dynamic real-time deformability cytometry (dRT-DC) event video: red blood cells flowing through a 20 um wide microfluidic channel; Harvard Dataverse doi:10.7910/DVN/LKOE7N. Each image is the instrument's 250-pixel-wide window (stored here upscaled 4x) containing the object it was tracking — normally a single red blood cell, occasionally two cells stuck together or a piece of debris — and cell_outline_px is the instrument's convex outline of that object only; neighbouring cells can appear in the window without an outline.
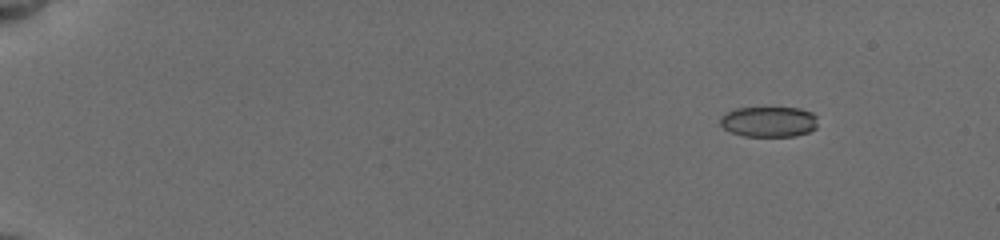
{"species": "common noctule bat (a hibernating species)", "species_latin": "Nyctalus noctula", "temperature_condition": "cold", "stored_images_in_passage": 44, "camera_frame_rate_fps": 3000, "um_per_image_px": 0.085, "animal": {"sex": "female", "body_mass_g": 19.5, "forearm_length_mm": 54.1}, "frame": {"image": 1, "passage_image": 7, "time_ms": 2.333, "image_size_px": [1000, 240], "cell_outline_px": [[816, 128], [808, 132], [796, 136], [744, 136], [732, 132], [724, 128], [720, 124], [720, 116], [724, 112], [736, 108], [800, 108], [812, 112], [816, 116]], "centroid_in_image_um": [65.33, 10.34], "position_along_channel_um": 19.7, "area_um2": 17.4}}
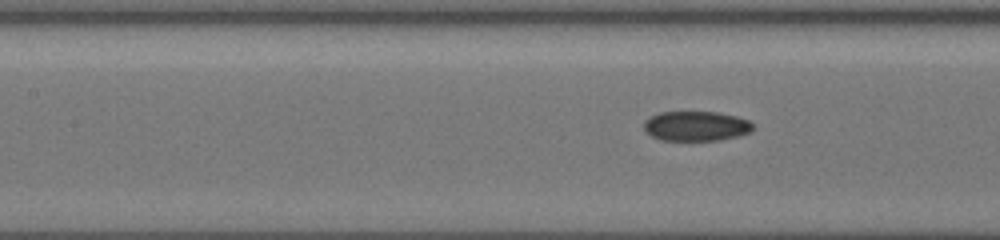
{"frame": {"image": 2, "passage_image": 23, "time_ms": 9.333, "image_size_px": [1000, 240], "cell_outline_px": [[752, 128], [748, 132], [736, 136], [716, 140], [660, 140], [652, 136], [644, 128], [644, 120], [660, 112], [720, 112], [736, 116], [748, 120], [752, 124]], "centroid_in_image_um": [59.14, 10.7], "position_along_channel_um": 148.3, "area_um2": 18.67}}
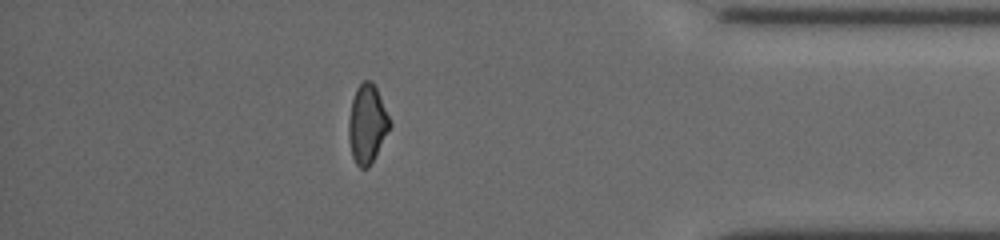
{"frame": {"image": 3, "passage_image": 39, "time_ms": 16.667, "image_size_px": [1000, 240], "cell_outline_px": [[392, 124], [368, 168], [360, 168], [356, 164], [352, 156], [348, 136], [348, 120], [352, 100], [356, 88], [364, 80], [368, 80], [376, 88]], "centroid_in_image_um": [31.19, 10.55], "position_along_channel_um": 404.0, "area_um2": 18.5}, "authors_computed_cell_mechanics": {"area_um2": 18.9584, "velocity_mm_per_s": 3.8431, "shape_relaxation_time_tau1_ms": 5.4698, "shape_relaxation_time_tau2_ms": 3.8978, "deformation_change_tau1": 0.1246, "deformation_change_tau2": 0.0881}}